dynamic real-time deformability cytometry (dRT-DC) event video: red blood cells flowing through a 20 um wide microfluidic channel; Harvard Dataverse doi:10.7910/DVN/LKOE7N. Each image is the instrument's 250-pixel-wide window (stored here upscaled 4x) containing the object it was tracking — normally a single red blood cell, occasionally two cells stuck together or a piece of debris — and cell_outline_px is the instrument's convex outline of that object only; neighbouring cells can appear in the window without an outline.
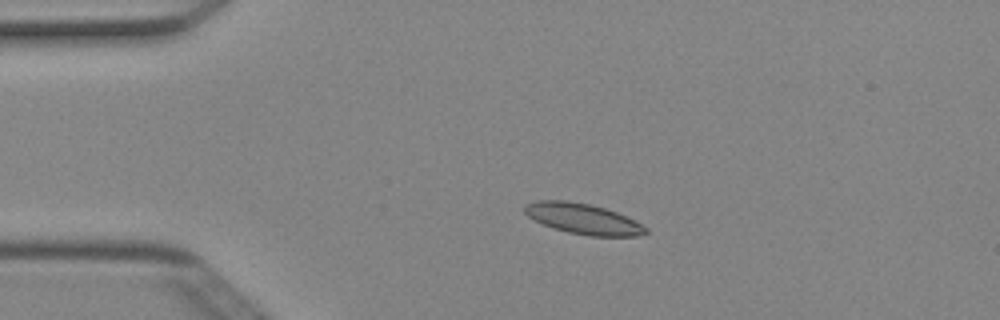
{"species": "Egyptian fruit bat (a non-hibernating species)", "species_latin": "Rousettus aegyptiacus", "temperature_condition": "cold", "stored_images_in_passage": 50, "camera_frame_rate_fps": 3000, "um_per_image_px": 0.085, "animal": {"sex": "female"}, "frame": {"image": 1, "passage_image": 10, "time_ms": 3.0, "image_size_px": [1000, 320], "cell_outline_px": [[648, 232], [640, 236], [588, 236], [568, 232], [544, 224], [528, 216], [524, 212], [524, 204], [536, 200], [568, 200], [588, 204], [604, 208], [616, 212], [648, 228]], "centroid_in_image_um": [49.54, 18.59], "position_along_channel_um": 35.5, "area_um2": 21.33}}
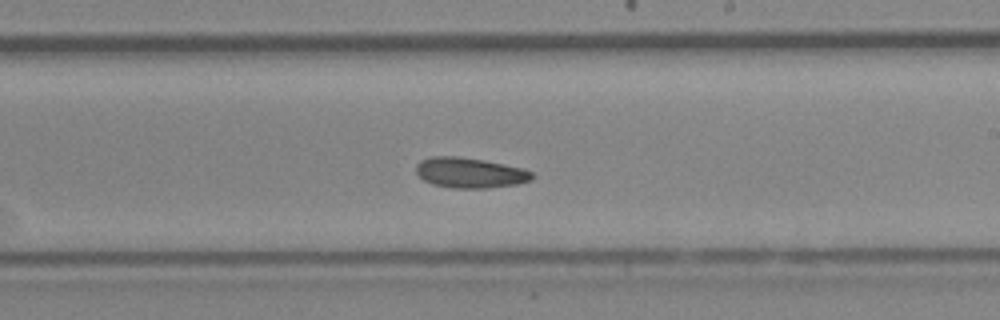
{"frame": {"image": 2, "passage_image": 29, "time_ms": 9.333, "image_size_px": [1000, 320], "cell_outline_px": [[536, 176], [532, 180], [516, 184], [488, 188], [452, 188], [432, 184], [424, 180], [416, 172], [416, 164], [420, 160], [432, 156], [456, 156], [484, 160], [524, 168], [532, 172]], "centroid_in_image_um": [39.96, 14.68], "position_along_channel_um": 249.0, "area_um2": 20.63}}
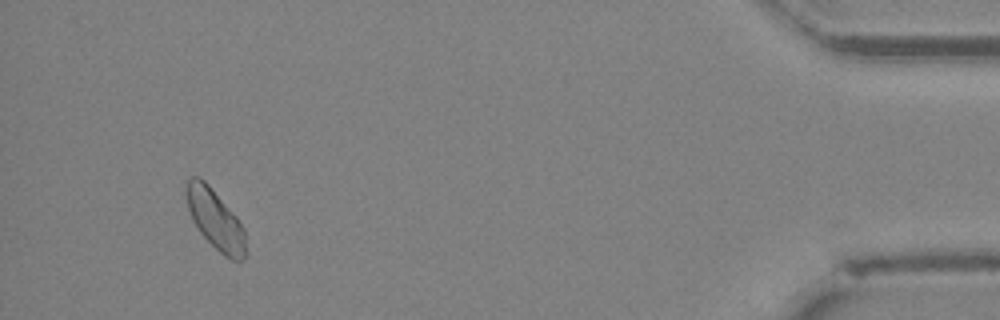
{"frame": {"image": 3, "passage_image": 47, "time_ms": 15.333, "image_size_px": [1000, 320], "cell_outline_px": [[244, 260], [232, 260], [224, 256], [200, 232], [192, 220], [188, 208], [184, 192], [184, 188], [188, 180], [192, 176], [200, 176], [208, 184], [236, 216], [244, 228]], "centroid_in_image_um": [18.25, 18.61], "position_along_channel_um": 416.9, "area_um2": 20.46}, "authors_computed_cell_mechanics": {"area_um2": 20.4612, "velocity_mm_per_s": 3.9843, "shape_relaxation_time_tau1_ms": 3.2752, "shape_relaxation_time_tau2_ms": null, "deformation_change_tau1": 0.0914, "deformation_change_tau2": null}}